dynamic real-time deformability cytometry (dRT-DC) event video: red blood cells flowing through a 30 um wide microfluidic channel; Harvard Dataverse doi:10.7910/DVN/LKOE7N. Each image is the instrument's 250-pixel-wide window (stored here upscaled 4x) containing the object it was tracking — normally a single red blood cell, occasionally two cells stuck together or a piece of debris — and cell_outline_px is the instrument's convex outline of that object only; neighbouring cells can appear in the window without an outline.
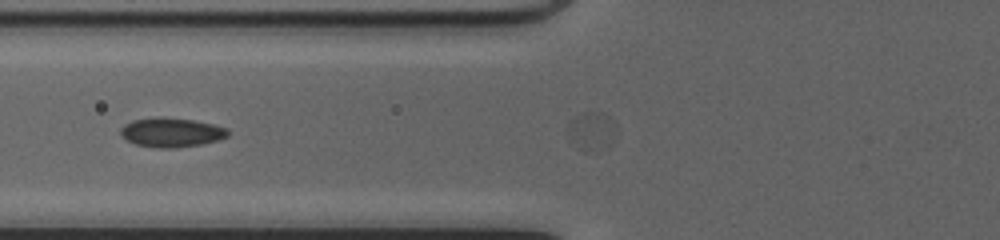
{"species": "common noctule bat (a hibernating species)", "species_latin": "Nyctalus noctula", "temperature_condition": "cold", "stored_images_in_passage": 24, "camera_frame_rate_fps": 3000, "um_per_image_px": 0.085, "animal": {"sex": "female", "body_mass_g": 20.0, "forearm_length_mm": 54.0}, "frame": {"image": 1, "passage_image": 4, "time_ms": 1.0, "image_size_px": [1000, 240], "cell_outline_px": [[228, 136], [216, 140], [200, 144], [176, 148], [156, 148], [136, 144], [120, 136], [120, 128], [124, 124], [132, 120], [156, 116], [164, 116], [196, 120], [228, 128]], "centroid_in_image_um": [14.53, 11.23], "position_along_channel_um": 111.3, "area_um2": 18.55}}
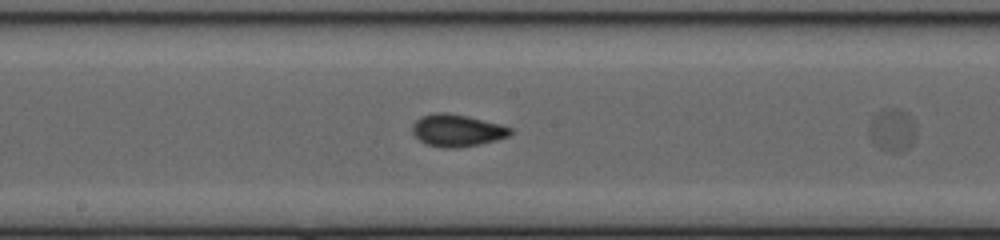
{"frame": {"image": 2, "passage_image": 11, "time_ms": 3.333, "image_size_px": [1000, 240], "cell_outline_px": [[512, 132], [508, 136], [496, 140], [480, 144], [456, 148], [444, 148], [428, 144], [420, 140], [412, 132], [412, 124], [420, 116], [432, 112], [444, 112], [468, 116], [500, 124], [512, 128]], "centroid_in_image_um": [38.83, 11.07], "position_along_channel_um": 209.4, "area_um2": 18.38}}
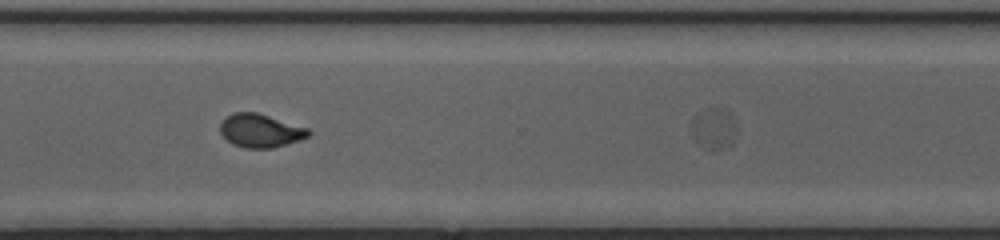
{"frame": {"image": 3, "passage_image": 21, "time_ms": 6.667, "image_size_px": [1000, 240], "cell_outline_px": [[312, 132], [308, 136], [300, 140], [272, 148], [244, 148], [232, 144], [220, 132], [220, 124], [232, 112], [256, 112], [308, 128]], "centroid_in_image_um": [22.14, 11.11], "position_along_channel_um": 348.5, "area_um2": 17.05}}